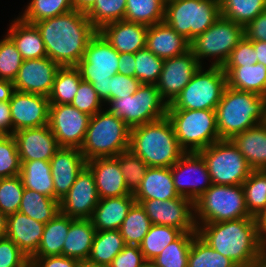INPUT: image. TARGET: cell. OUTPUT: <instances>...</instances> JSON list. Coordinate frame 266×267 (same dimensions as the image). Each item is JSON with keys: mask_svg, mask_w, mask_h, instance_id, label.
Masks as SVG:
<instances>
[{"mask_svg": "<svg viewBox=\"0 0 266 267\" xmlns=\"http://www.w3.org/2000/svg\"><path fill=\"white\" fill-rule=\"evenodd\" d=\"M196 226L203 241L239 267H252L266 254L256 217Z\"/></svg>", "mask_w": 266, "mask_h": 267, "instance_id": "cell-1", "label": "cell"}, {"mask_svg": "<svg viewBox=\"0 0 266 267\" xmlns=\"http://www.w3.org/2000/svg\"><path fill=\"white\" fill-rule=\"evenodd\" d=\"M45 44L47 57L61 67L76 66L87 44L98 32L85 13H67L34 23Z\"/></svg>", "mask_w": 266, "mask_h": 267, "instance_id": "cell-2", "label": "cell"}, {"mask_svg": "<svg viewBox=\"0 0 266 267\" xmlns=\"http://www.w3.org/2000/svg\"><path fill=\"white\" fill-rule=\"evenodd\" d=\"M129 150L149 167L156 168H170L186 153L167 116L132 128Z\"/></svg>", "mask_w": 266, "mask_h": 267, "instance_id": "cell-3", "label": "cell"}, {"mask_svg": "<svg viewBox=\"0 0 266 267\" xmlns=\"http://www.w3.org/2000/svg\"><path fill=\"white\" fill-rule=\"evenodd\" d=\"M265 104V96L227 86L215 109L220 139H232L235 135L260 124Z\"/></svg>", "mask_w": 266, "mask_h": 267, "instance_id": "cell-4", "label": "cell"}, {"mask_svg": "<svg viewBox=\"0 0 266 267\" xmlns=\"http://www.w3.org/2000/svg\"><path fill=\"white\" fill-rule=\"evenodd\" d=\"M131 129L106 107L90 117L81 148L86 162L96 158L116 157L129 150Z\"/></svg>", "mask_w": 266, "mask_h": 267, "instance_id": "cell-5", "label": "cell"}, {"mask_svg": "<svg viewBox=\"0 0 266 267\" xmlns=\"http://www.w3.org/2000/svg\"><path fill=\"white\" fill-rule=\"evenodd\" d=\"M119 53L97 32L88 42L83 58L75 66L82 80L93 85L106 105L111 101L110 77L118 73Z\"/></svg>", "mask_w": 266, "mask_h": 267, "instance_id": "cell-6", "label": "cell"}, {"mask_svg": "<svg viewBox=\"0 0 266 267\" xmlns=\"http://www.w3.org/2000/svg\"><path fill=\"white\" fill-rule=\"evenodd\" d=\"M196 225L253 217L246 207L242 185H216L194 202Z\"/></svg>", "mask_w": 266, "mask_h": 267, "instance_id": "cell-7", "label": "cell"}, {"mask_svg": "<svg viewBox=\"0 0 266 267\" xmlns=\"http://www.w3.org/2000/svg\"><path fill=\"white\" fill-rule=\"evenodd\" d=\"M179 145L196 153L220 140L215 110L167 109Z\"/></svg>", "mask_w": 266, "mask_h": 267, "instance_id": "cell-8", "label": "cell"}, {"mask_svg": "<svg viewBox=\"0 0 266 267\" xmlns=\"http://www.w3.org/2000/svg\"><path fill=\"white\" fill-rule=\"evenodd\" d=\"M221 16L219 0H166L164 22L190 42Z\"/></svg>", "mask_w": 266, "mask_h": 267, "instance_id": "cell-9", "label": "cell"}, {"mask_svg": "<svg viewBox=\"0 0 266 267\" xmlns=\"http://www.w3.org/2000/svg\"><path fill=\"white\" fill-rule=\"evenodd\" d=\"M226 87L221 66H200L168 109L215 110Z\"/></svg>", "mask_w": 266, "mask_h": 267, "instance_id": "cell-10", "label": "cell"}, {"mask_svg": "<svg viewBox=\"0 0 266 267\" xmlns=\"http://www.w3.org/2000/svg\"><path fill=\"white\" fill-rule=\"evenodd\" d=\"M244 36L243 26L220 16L213 25L190 42V50L201 66L223 67ZM204 59L210 61V64H206V61L204 63Z\"/></svg>", "mask_w": 266, "mask_h": 267, "instance_id": "cell-11", "label": "cell"}, {"mask_svg": "<svg viewBox=\"0 0 266 267\" xmlns=\"http://www.w3.org/2000/svg\"><path fill=\"white\" fill-rule=\"evenodd\" d=\"M105 107L132 129L167 116L168 104L156 84H141L133 95L111 100Z\"/></svg>", "mask_w": 266, "mask_h": 267, "instance_id": "cell-12", "label": "cell"}, {"mask_svg": "<svg viewBox=\"0 0 266 267\" xmlns=\"http://www.w3.org/2000/svg\"><path fill=\"white\" fill-rule=\"evenodd\" d=\"M198 153L206 163L212 184L242 185L253 171L231 139H220Z\"/></svg>", "mask_w": 266, "mask_h": 267, "instance_id": "cell-13", "label": "cell"}, {"mask_svg": "<svg viewBox=\"0 0 266 267\" xmlns=\"http://www.w3.org/2000/svg\"><path fill=\"white\" fill-rule=\"evenodd\" d=\"M90 117L71 104H50L48 126L60 147L80 149Z\"/></svg>", "mask_w": 266, "mask_h": 267, "instance_id": "cell-14", "label": "cell"}, {"mask_svg": "<svg viewBox=\"0 0 266 267\" xmlns=\"http://www.w3.org/2000/svg\"><path fill=\"white\" fill-rule=\"evenodd\" d=\"M170 169L176 192L193 202L212 186L206 163L198 152H186Z\"/></svg>", "mask_w": 266, "mask_h": 267, "instance_id": "cell-15", "label": "cell"}, {"mask_svg": "<svg viewBox=\"0 0 266 267\" xmlns=\"http://www.w3.org/2000/svg\"><path fill=\"white\" fill-rule=\"evenodd\" d=\"M143 207L152 224L172 226L182 232H197L194 202L179 196L168 200H135Z\"/></svg>", "mask_w": 266, "mask_h": 267, "instance_id": "cell-16", "label": "cell"}, {"mask_svg": "<svg viewBox=\"0 0 266 267\" xmlns=\"http://www.w3.org/2000/svg\"><path fill=\"white\" fill-rule=\"evenodd\" d=\"M200 66L191 50L180 56L164 59L162 72L156 87L160 92V96L168 105L175 100L182 89L191 81L192 76Z\"/></svg>", "mask_w": 266, "mask_h": 267, "instance_id": "cell-17", "label": "cell"}, {"mask_svg": "<svg viewBox=\"0 0 266 267\" xmlns=\"http://www.w3.org/2000/svg\"><path fill=\"white\" fill-rule=\"evenodd\" d=\"M99 200L94 175L85 166L60 200V212L73 219H90Z\"/></svg>", "mask_w": 266, "mask_h": 267, "instance_id": "cell-18", "label": "cell"}, {"mask_svg": "<svg viewBox=\"0 0 266 267\" xmlns=\"http://www.w3.org/2000/svg\"><path fill=\"white\" fill-rule=\"evenodd\" d=\"M60 68L61 66L49 57L23 60L13 81L14 89L48 97Z\"/></svg>", "mask_w": 266, "mask_h": 267, "instance_id": "cell-19", "label": "cell"}, {"mask_svg": "<svg viewBox=\"0 0 266 267\" xmlns=\"http://www.w3.org/2000/svg\"><path fill=\"white\" fill-rule=\"evenodd\" d=\"M14 132L48 125L49 99L46 96L14 91L9 101Z\"/></svg>", "mask_w": 266, "mask_h": 267, "instance_id": "cell-20", "label": "cell"}, {"mask_svg": "<svg viewBox=\"0 0 266 267\" xmlns=\"http://www.w3.org/2000/svg\"><path fill=\"white\" fill-rule=\"evenodd\" d=\"M13 136L17 143L21 161L46 160L60 149L48 125L16 131Z\"/></svg>", "mask_w": 266, "mask_h": 267, "instance_id": "cell-21", "label": "cell"}, {"mask_svg": "<svg viewBox=\"0 0 266 267\" xmlns=\"http://www.w3.org/2000/svg\"><path fill=\"white\" fill-rule=\"evenodd\" d=\"M54 182V199L60 201L85 168L86 160L78 148L60 147L50 159Z\"/></svg>", "mask_w": 266, "mask_h": 267, "instance_id": "cell-22", "label": "cell"}, {"mask_svg": "<svg viewBox=\"0 0 266 267\" xmlns=\"http://www.w3.org/2000/svg\"><path fill=\"white\" fill-rule=\"evenodd\" d=\"M86 166L94 175L100 199L133 195L126 186L116 157L92 159L86 162Z\"/></svg>", "mask_w": 266, "mask_h": 267, "instance_id": "cell-23", "label": "cell"}, {"mask_svg": "<svg viewBox=\"0 0 266 267\" xmlns=\"http://www.w3.org/2000/svg\"><path fill=\"white\" fill-rule=\"evenodd\" d=\"M148 27L120 20L103 26L98 32L118 53H136L146 47Z\"/></svg>", "mask_w": 266, "mask_h": 267, "instance_id": "cell-24", "label": "cell"}, {"mask_svg": "<svg viewBox=\"0 0 266 267\" xmlns=\"http://www.w3.org/2000/svg\"><path fill=\"white\" fill-rule=\"evenodd\" d=\"M45 224L20 212L7 217L6 236L12 240L29 258L38 250Z\"/></svg>", "mask_w": 266, "mask_h": 267, "instance_id": "cell-25", "label": "cell"}, {"mask_svg": "<svg viewBox=\"0 0 266 267\" xmlns=\"http://www.w3.org/2000/svg\"><path fill=\"white\" fill-rule=\"evenodd\" d=\"M146 47L157 57L168 59L188 52L190 41L163 21L148 27Z\"/></svg>", "mask_w": 266, "mask_h": 267, "instance_id": "cell-26", "label": "cell"}, {"mask_svg": "<svg viewBox=\"0 0 266 267\" xmlns=\"http://www.w3.org/2000/svg\"><path fill=\"white\" fill-rule=\"evenodd\" d=\"M5 32L15 43L23 60L47 57L45 44L35 24L14 17Z\"/></svg>", "mask_w": 266, "mask_h": 267, "instance_id": "cell-27", "label": "cell"}, {"mask_svg": "<svg viewBox=\"0 0 266 267\" xmlns=\"http://www.w3.org/2000/svg\"><path fill=\"white\" fill-rule=\"evenodd\" d=\"M134 195L100 199L91 215L96 231L119 230L133 203Z\"/></svg>", "mask_w": 266, "mask_h": 267, "instance_id": "cell-28", "label": "cell"}, {"mask_svg": "<svg viewBox=\"0 0 266 267\" xmlns=\"http://www.w3.org/2000/svg\"><path fill=\"white\" fill-rule=\"evenodd\" d=\"M95 233L96 229L90 219L70 218L62 256L76 259L84 265L90 255Z\"/></svg>", "mask_w": 266, "mask_h": 267, "instance_id": "cell-29", "label": "cell"}, {"mask_svg": "<svg viewBox=\"0 0 266 267\" xmlns=\"http://www.w3.org/2000/svg\"><path fill=\"white\" fill-rule=\"evenodd\" d=\"M135 200H168L179 197L176 192L171 169L168 167H149L139 188L133 194Z\"/></svg>", "mask_w": 266, "mask_h": 267, "instance_id": "cell-30", "label": "cell"}, {"mask_svg": "<svg viewBox=\"0 0 266 267\" xmlns=\"http://www.w3.org/2000/svg\"><path fill=\"white\" fill-rule=\"evenodd\" d=\"M231 140L253 170H266V127L262 123L235 135Z\"/></svg>", "mask_w": 266, "mask_h": 267, "instance_id": "cell-31", "label": "cell"}, {"mask_svg": "<svg viewBox=\"0 0 266 267\" xmlns=\"http://www.w3.org/2000/svg\"><path fill=\"white\" fill-rule=\"evenodd\" d=\"M227 86L266 97V66L256 63L247 66H223Z\"/></svg>", "mask_w": 266, "mask_h": 267, "instance_id": "cell-32", "label": "cell"}, {"mask_svg": "<svg viewBox=\"0 0 266 267\" xmlns=\"http://www.w3.org/2000/svg\"><path fill=\"white\" fill-rule=\"evenodd\" d=\"M119 230L96 231L90 255L84 267H108L125 247Z\"/></svg>", "mask_w": 266, "mask_h": 267, "instance_id": "cell-33", "label": "cell"}, {"mask_svg": "<svg viewBox=\"0 0 266 267\" xmlns=\"http://www.w3.org/2000/svg\"><path fill=\"white\" fill-rule=\"evenodd\" d=\"M70 227V217L58 213L45 224L37 252L32 257L61 256Z\"/></svg>", "mask_w": 266, "mask_h": 267, "instance_id": "cell-34", "label": "cell"}, {"mask_svg": "<svg viewBox=\"0 0 266 267\" xmlns=\"http://www.w3.org/2000/svg\"><path fill=\"white\" fill-rule=\"evenodd\" d=\"M20 177L26 189L37 191L54 199V182L50 161H21Z\"/></svg>", "mask_w": 266, "mask_h": 267, "instance_id": "cell-35", "label": "cell"}, {"mask_svg": "<svg viewBox=\"0 0 266 267\" xmlns=\"http://www.w3.org/2000/svg\"><path fill=\"white\" fill-rule=\"evenodd\" d=\"M19 212L46 224L60 213V201L24 188Z\"/></svg>", "mask_w": 266, "mask_h": 267, "instance_id": "cell-36", "label": "cell"}, {"mask_svg": "<svg viewBox=\"0 0 266 267\" xmlns=\"http://www.w3.org/2000/svg\"><path fill=\"white\" fill-rule=\"evenodd\" d=\"M166 0H126L124 20L147 27L164 21Z\"/></svg>", "mask_w": 266, "mask_h": 267, "instance_id": "cell-37", "label": "cell"}, {"mask_svg": "<svg viewBox=\"0 0 266 267\" xmlns=\"http://www.w3.org/2000/svg\"><path fill=\"white\" fill-rule=\"evenodd\" d=\"M197 232H183L152 259V267H188V257L193 237Z\"/></svg>", "mask_w": 266, "mask_h": 267, "instance_id": "cell-38", "label": "cell"}, {"mask_svg": "<svg viewBox=\"0 0 266 267\" xmlns=\"http://www.w3.org/2000/svg\"><path fill=\"white\" fill-rule=\"evenodd\" d=\"M81 81L80 72L75 66L61 67L48 96L49 104H71Z\"/></svg>", "mask_w": 266, "mask_h": 267, "instance_id": "cell-39", "label": "cell"}, {"mask_svg": "<svg viewBox=\"0 0 266 267\" xmlns=\"http://www.w3.org/2000/svg\"><path fill=\"white\" fill-rule=\"evenodd\" d=\"M220 14L244 28L266 10V0H219Z\"/></svg>", "mask_w": 266, "mask_h": 267, "instance_id": "cell-40", "label": "cell"}, {"mask_svg": "<svg viewBox=\"0 0 266 267\" xmlns=\"http://www.w3.org/2000/svg\"><path fill=\"white\" fill-rule=\"evenodd\" d=\"M152 223L140 203L134 202L119 231L127 245L139 246Z\"/></svg>", "mask_w": 266, "mask_h": 267, "instance_id": "cell-41", "label": "cell"}, {"mask_svg": "<svg viewBox=\"0 0 266 267\" xmlns=\"http://www.w3.org/2000/svg\"><path fill=\"white\" fill-rule=\"evenodd\" d=\"M24 7L18 16L33 24L74 9L73 0H29Z\"/></svg>", "mask_w": 266, "mask_h": 267, "instance_id": "cell-42", "label": "cell"}, {"mask_svg": "<svg viewBox=\"0 0 266 267\" xmlns=\"http://www.w3.org/2000/svg\"><path fill=\"white\" fill-rule=\"evenodd\" d=\"M182 233L183 232L180 229L172 226L152 224L148 233L144 236L139 245L145 260L149 263Z\"/></svg>", "mask_w": 266, "mask_h": 267, "instance_id": "cell-43", "label": "cell"}, {"mask_svg": "<svg viewBox=\"0 0 266 267\" xmlns=\"http://www.w3.org/2000/svg\"><path fill=\"white\" fill-rule=\"evenodd\" d=\"M242 187L248 212L259 218L266 210V170H253Z\"/></svg>", "mask_w": 266, "mask_h": 267, "instance_id": "cell-44", "label": "cell"}, {"mask_svg": "<svg viewBox=\"0 0 266 267\" xmlns=\"http://www.w3.org/2000/svg\"><path fill=\"white\" fill-rule=\"evenodd\" d=\"M188 267H239L230 258L211 248L197 234L190 246Z\"/></svg>", "mask_w": 266, "mask_h": 267, "instance_id": "cell-45", "label": "cell"}, {"mask_svg": "<svg viewBox=\"0 0 266 267\" xmlns=\"http://www.w3.org/2000/svg\"><path fill=\"white\" fill-rule=\"evenodd\" d=\"M126 0H96L86 13L92 26L99 31L106 24L124 20Z\"/></svg>", "mask_w": 266, "mask_h": 267, "instance_id": "cell-46", "label": "cell"}, {"mask_svg": "<svg viewBox=\"0 0 266 267\" xmlns=\"http://www.w3.org/2000/svg\"><path fill=\"white\" fill-rule=\"evenodd\" d=\"M164 59L157 57L147 47L135 53V77L142 84H156L162 72Z\"/></svg>", "mask_w": 266, "mask_h": 267, "instance_id": "cell-47", "label": "cell"}, {"mask_svg": "<svg viewBox=\"0 0 266 267\" xmlns=\"http://www.w3.org/2000/svg\"><path fill=\"white\" fill-rule=\"evenodd\" d=\"M128 190L134 194L139 188L149 166L130 150L116 156Z\"/></svg>", "mask_w": 266, "mask_h": 267, "instance_id": "cell-48", "label": "cell"}, {"mask_svg": "<svg viewBox=\"0 0 266 267\" xmlns=\"http://www.w3.org/2000/svg\"><path fill=\"white\" fill-rule=\"evenodd\" d=\"M0 39V79L13 82L23 58L13 40L5 33Z\"/></svg>", "mask_w": 266, "mask_h": 267, "instance_id": "cell-49", "label": "cell"}, {"mask_svg": "<svg viewBox=\"0 0 266 267\" xmlns=\"http://www.w3.org/2000/svg\"><path fill=\"white\" fill-rule=\"evenodd\" d=\"M23 192L20 175L0 178V211L7 216L19 212Z\"/></svg>", "mask_w": 266, "mask_h": 267, "instance_id": "cell-50", "label": "cell"}, {"mask_svg": "<svg viewBox=\"0 0 266 267\" xmlns=\"http://www.w3.org/2000/svg\"><path fill=\"white\" fill-rule=\"evenodd\" d=\"M21 160L13 135H0V178L20 175Z\"/></svg>", "mask_w": 266, "mask_h": 267, "instance_id": "cell-51", "label": "cell"}, {"mask_svg": "<svg viewBox=\"0 0 266 267\" xmlns=\"http://www.w3.org/2000/svg\"><path fill=\"white\" fill-rule=\"evenodd\" d=\"M71 105L76 107L80 112L89 116H93L105 108V104L99 98L97 92L93 88V85L84 80L80 82Z\"/></svg>", "mask_w": 266, "mask_h": 267, "instance_id": "cell-52", "label": "cell"}, {"mask_svg": "<svg viewBox=\"0 0 266 267\" xmlns=\"http://www.w3.org/2000/svg\"><path fill=\"white\" fill-rule=\"evenodd\" d=\"M0 267H30V258L7 237L0 239Z\"/></svg>", "mask_w": 266, "mask_h": 267, "instance_id": "cell-53", "label": "cell"}, {"mask_svg": "<svg viewBox=\"0 0 266 267\" xmlns=\"http://www.w3.org/2000/svg\"><path fill=\"white\" fill-rule=\"evenodd\" d=\"M257 63L256 51L253 41L245 36L232 50L228 60L223 66H247Z\"/></svg>", "mask_w": 266, "mask_h": 267, "instance_id": "cell-54", "label": "cell"}, {"mask_svg": "<svg viewBox=\"0 0 266 267\" xmlns=\"http://www.w3.org/2000/svg\"><path fill=\"white\" fill-rule=\"evenodd\" d=\"M141 84L136 77L115 74L110 77L111 100L133 95Z\"/></svg>", "mask_w": 266, "mask_h": 267, "instance_id": "cell-55", "label": "cell"}, {"mask_svg": "<svg viewBox=\"0 0 266 267\" xmlns=\"http://www.w3.org/2000/svg\"><path fill=\"white\" fill-rule=\"evenodd\" d=\"M148 262L137 245H125L108 267H145Z\"/></svg>", "mask_w": 266, "mask_h": 267, "instance_id": "cell-56", "label": "cell"}, {"mask_svg": "<svg viewBox=\"0 0 266 267\" xmlns=\"http://www.w3.org/2000/svg\"><path fill=\"white\" fill-rule=\"evenodd\" d=\"M30 267H83L78 260L66 256L31 257Z\"/></svg>", "mask_w": 266, "mask_h": 267, "instance_id": "cell-57", "label": "cell"}, {"mask_svg": "<svg viewBox=\"0 0 266 267\" xmlns=\"http://www.w3.org/2000/svg\"><path fill=\"white\" fill-rule=\"evenodd\" d=\"M244 34L250 41L266 42V10L244 28Z\"/></svg>", "mask_w": 266, "mask_h": 267, "instance_id": "cell-58", "label": "cell"}, {"mask_svg": "<svg viewBox=\"0 0 266 267\" xmlns=\"http://www.w3.org/2000/svg\"><path fill=\"white\" fill-rule=\"evenodd\" d=\"M118 73L135 77V53H119Z\"/></svg>", "mask_w": 266, "mask_h": 267, "instance_id": "cell-59", "label": "cell"}, {"mask_svg": "<svg viewBox=\"0 0 266 267\" xmlns=\"http://www.w3.org/2000/svg\"><path fill=\"white\" fill-rule=\"evenodd\" d=\"M0 135H12L10 103L0 102Z\"/></svg>", "mask_w": 266, "mask_h": 267, "instance_id": "cell-60", "label": "cell"}, {"mask_svg": "<svg viewBox=\"0 0 266 267\" xmlns=\"http://www.w3.org/2000/svg\"><path fill=\"white\" fill-rule=\"evenodd\" d=\"M14 91L13 82L0 79V102L10 101Z\"/></svg>", "mask_w": 266, "mask_h": 267, "instance_id": "cell-61", "label": "cell"}, {"mask_svg": "<svg viewBox=\"0 0 266 267\" xmlns=\"http://www.w3.org/2000/svg\"><path fill=\"white\" fill-rule=\"evenodd\" d=\"M253 45L256 51L257 62L266 66V42L253 41Z\"/></svg>", "mask_w": 266, "mask_h": 267, "instance_id": "cell-62", "label": "cell"}, {"mask_svg": "<svg viewBox=\"0 0 266 267\" xmlns=\"http://www.w3.org/2000/svg\"><path fill=\"white\" fill-rule=\"evenodd\" d=\"M96 0H73L74 9L81 13H87L95 4Z\"/></svg>", "mask_w": 266, "mask_h": 267, "instance_id": "cell-63", "label": "cell"}, {"mask_svg": "<svg viewBox=\"0 0 266 267\" xmlns=\"http://www.w3.org/2000/svg\"><path fill=\"white\" fill-rule=\"evenodd\" d=\"M258 223L260 227L261 241L266 250V210L258 218Z\"/></svg>", "mask_w": 266, "mask_h": 267, "instance_id": "cell-64", "label": "cell"}, {"mask_svg": "<svg viewBox=\"0 0 266 267\" xmlns=\"http://www.w3.org/2000/svg\"><path fill=\"white\" fill-rule=\"evenodd\" d=\"M7 215L0 211V239L6 236L7 232Z\"/></svg>", "mask_w": 266, "mask_h": 267, "instance_id": "cell-65", "label": "cell"}, {"mask_svg": "<svg viewBox=\"0 0 266 267\" xmlns=\"http://www.w3.org/2000/svg\"><path fill=\"white\" fill-rule=\"evenodd\" d=\"M252 267H266V254L259 259Z\"/></svg>", "mask_w": 266, "mask_h": 267, "instance_id": "cell-66", "label": "cell"}, {"mask_svg": "<svg viewBox=\"0 0 266 267\" xmlns=\"http://www.w3.org/2000/svg\"><path fill=\"white\" fill-rule=\"evenodd\" d=\"M261 123L266 127V104L263 110V118H262Z\"/></svg>", "mask_w": 266, "mask_h": 267, "instance_id": "cell-67", "label": "cell"}, {"mask_svg": "<svg viewBox=\"0 0 266 267\" xmlns=\"http://www.w3.org/2000/svg\"><path fill=\"white\" fill-rule=\"evenodd\" d=\"M145 267H152L149 263Z\"/></svg>", "mask_w": 266, "mask_h": 267, "instance_id": "cell-68", "label": "cell"}]
</instances>
